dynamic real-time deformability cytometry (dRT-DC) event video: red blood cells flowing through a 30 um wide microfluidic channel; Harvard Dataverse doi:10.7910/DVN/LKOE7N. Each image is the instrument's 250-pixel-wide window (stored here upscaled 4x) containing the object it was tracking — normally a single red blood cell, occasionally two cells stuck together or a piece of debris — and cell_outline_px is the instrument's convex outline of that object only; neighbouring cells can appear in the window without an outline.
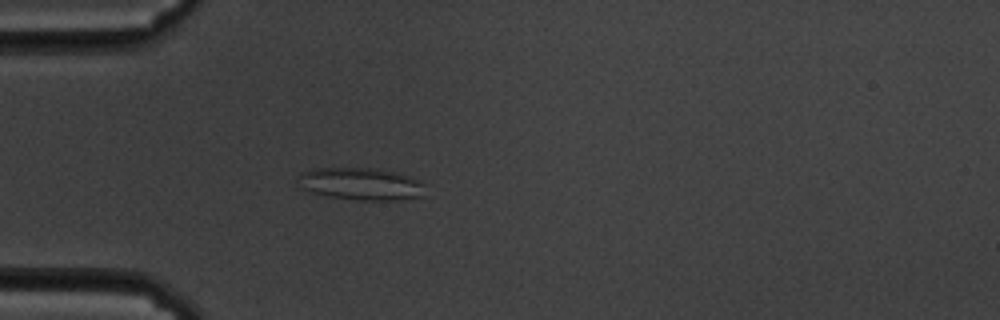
{"species": "common noctule bat (a hibernating species)", "species_latin": "Nyctalus noctula", "temperature_condition": "cold", "stored_images_in_passage": 53, "camera_frame_rate_fps": 3000, "um_per_image_px": 0.085, "animal": {"sex": "male", "body_mass_g": 19.5, "forearm_length_mm": 54.6}, "frame": {"image": 1, "passage_image": 11, "time_ms": 3.333, "image_size_px": [1000, 320], "cell_outline_px": [[424, 196], [396, 200], [356, 200], [328, 196], [312, 192], [300, 188], [300, 172], [312, 168], [372, 168], [396, 172], [420, 180], [424, 184]], "centroid_in_image_um": [30.69, 15.63], "position_along_channel_um": 54.3, "area_um2": 23.99}}
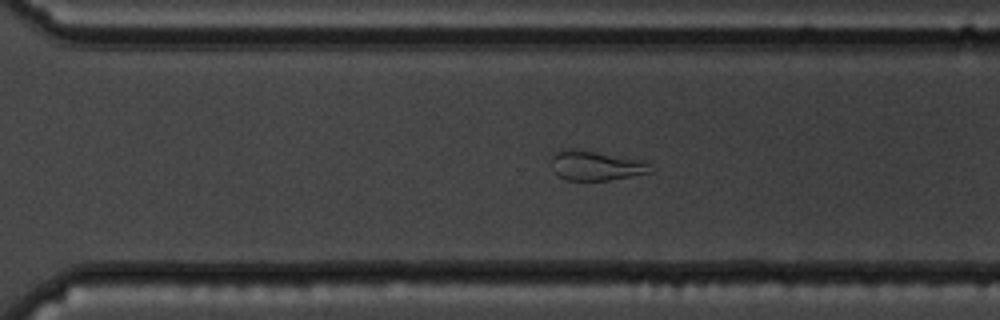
{"frame": {"image": 2, "passage_image": 35, "time_ms": 11.333, "image_size_px": [1000, 320], "cell_outline_px": [[652, 172], [608, 180], [568, 180], [556, 176], [552, 160], [552, 156], [556, 152], [572, 148], [640, 160], [648, 164]], "centroid_in_image_um": [50.61, 14.09], "position_along_channel_um": 320.0, "area_um2": 16.59}}
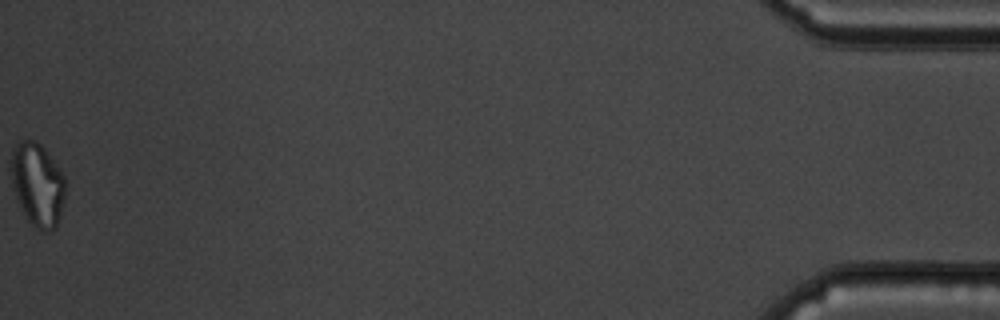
{"frame": {"image": 3, "passage_image": 53, "time_ms": 17.333, "image_size_px": [1000, 320], "cell_outline_px": [[64, 196], [56, 228], [48, 232], [44, 232], [36, 228], [24, 216], [20, 208], [12, 184], [12, 148], [16, 144], [24, 140], [36, 140], [40, 144], [64, 176]], "centroid_in_image_um": [3.17, 15.71], "position_along_channel_um": 432.0, "area_um2": 25.84}, "authors_computed_cell_mechanics": {"area_um2": 23.0044, "velocity_mm_per_s": 3.4257, "shape_relaxation_time_tau1_ms": null, "shape_relaxation_time_tau2_ms": 1.598, "deformation_change_tau1": null, "deformation_change_tau2": 0.0851}}